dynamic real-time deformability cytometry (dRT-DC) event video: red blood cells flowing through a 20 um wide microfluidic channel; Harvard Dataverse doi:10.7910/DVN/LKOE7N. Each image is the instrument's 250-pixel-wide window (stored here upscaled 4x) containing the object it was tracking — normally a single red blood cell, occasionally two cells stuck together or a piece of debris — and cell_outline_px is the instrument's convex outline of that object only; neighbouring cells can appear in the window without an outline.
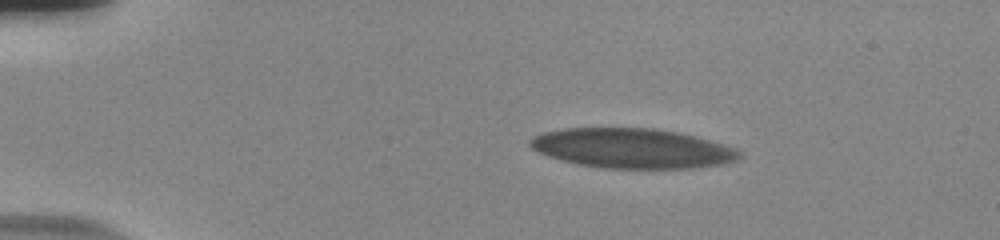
{"species": "human", "species_latin": "Homo sapiens", "temperature_condition": "room temperature", "stored_images_in_passage": 20, "camera_frame_rate_fps": 3000, "um_per_image_px": 0.085, "donor": {"sex": "male"}, "frame": {"image": 1, "passage_image": 1, "time_ms": 0.0, "image_size_px": [1000, 240], "cell_outline_px": [[744, 152], [736, 160], [720, 164], [692, 168], [604, 168], [580, 164], [548, 156], [532, 148], [528, 144], [528, 140], [544, 132], [564, 128], [652, 128], [680, 132], [736, 148]], "centroid_in_image_um": [53.75, 12.6], "position_along_channel_um": 31.2, "area_um2": 48.21}}
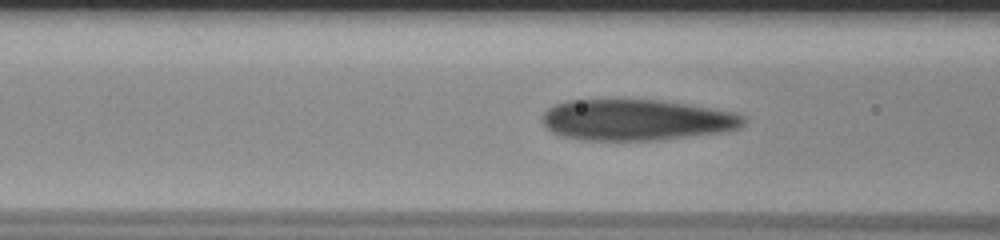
{"frame": {"image": 2, "passage_image": 14, "time_ms": 4.333, "image_size_px": [1000, 240], "cell_outline_px": [[748, 120], [740, 128], [720, 132], [660, 140], [584, 140], [560, 136], [552, 132], [544, 124], [544, 112], [548, 108], [564, 100], [656, 100], [684, 104], [736, 112], [744, 116]], "centroid_in_image_um": [54.11, 10.2], "position_along_channel_um": 112.5, "area_um2": 47.97}}
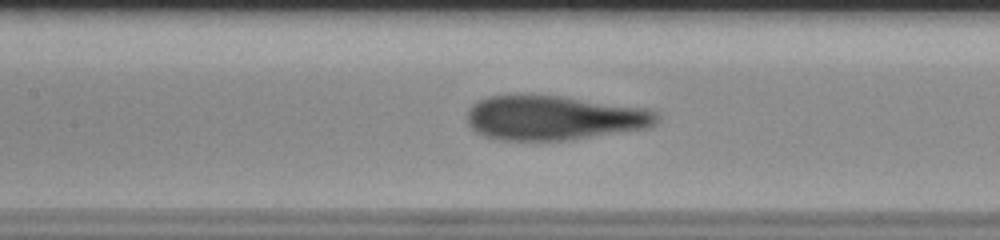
{"frame": {"image": 3, "passage_image": 18, "time_ms": 5.667, "image_size_px": [1000, 240], "cell_outline_px": [[660, 120], [656, 124], [648, 128], [568, 140], [496, 140], [484, 136], [476, 132], [468, 124], [468, 108], [472, 104], [488, 96], [560, 96], [652, 108], [656, 112]], "centroid_in_image_um": [47.14, 10.02], "position_along_channel_um": 160.3, "area_um2": 49.3}}